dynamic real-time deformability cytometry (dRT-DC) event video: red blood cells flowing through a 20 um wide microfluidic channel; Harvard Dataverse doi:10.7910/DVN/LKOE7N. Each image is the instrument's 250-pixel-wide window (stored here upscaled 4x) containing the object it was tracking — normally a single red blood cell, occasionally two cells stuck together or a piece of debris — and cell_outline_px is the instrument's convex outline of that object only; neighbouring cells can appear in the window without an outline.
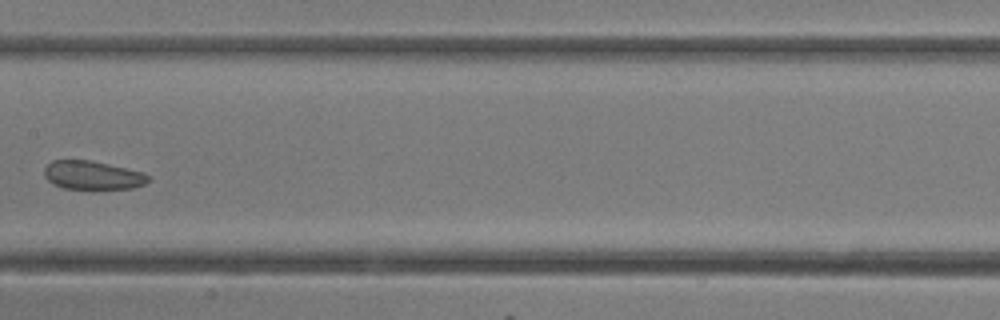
{"species": "common noctule bat (a hibernating species)", "species_latin": "Nyctalus noctula", "temperature_condition": "room temperature", "stored_images_in_passage": 25, "camera_frame_rate_fps": 3000, "um_per_image_px": 0.085, "animal": {"sex": "female"}, "frame": {"image": 1, "passage_image": 11, "time_ms": 3.333, "image_size_px": [1000, 320], "cell_outline_px": [[148, 180], [144, 184], [132, 188], [64, 188], [52, 184], [44, 176], [44, 168], [52, 160], [92, 160], [144, 172], [148, 176]], "centroid_in_image_um": [7.84, 14.88], "position_along_channel_um": 199.6, "area_um2": 17.17}}